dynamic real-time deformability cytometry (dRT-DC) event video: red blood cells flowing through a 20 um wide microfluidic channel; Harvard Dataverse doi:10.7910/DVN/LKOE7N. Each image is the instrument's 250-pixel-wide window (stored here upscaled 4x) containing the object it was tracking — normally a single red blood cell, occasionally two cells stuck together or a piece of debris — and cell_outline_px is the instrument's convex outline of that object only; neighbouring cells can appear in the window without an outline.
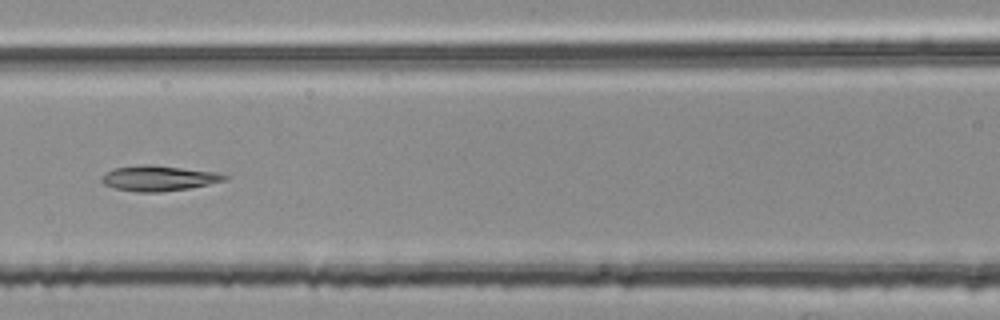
{"species": "common noctule bat (a hibernating species)", "species_latin": "Nyctalus noctula", "temperature_condition": "room temperature", "stored_images_in_passage": 5, "camera_frame_rate_fps": 3000, "um_per_image_px": 0.085, "animal": {"sex": "female", "body_mass_g": 25.1}, "frame": {"image": 1, "passage_image": 5, "time_ms": 1.333, "image_size_px": [1000, 320], "cell_outline_px": [[228, 180], [188, 188], [160, 192], [136, 192], [116, 188], [104, 184], [100, 180], [100, 176], [104, 172], [116, 168], [144, 164], [216, 172], [228, 176]], "centroid_in_image_um": [13.45, 15.16], "position_along_channel_um": 153.2, "area_um2": 17.92}}